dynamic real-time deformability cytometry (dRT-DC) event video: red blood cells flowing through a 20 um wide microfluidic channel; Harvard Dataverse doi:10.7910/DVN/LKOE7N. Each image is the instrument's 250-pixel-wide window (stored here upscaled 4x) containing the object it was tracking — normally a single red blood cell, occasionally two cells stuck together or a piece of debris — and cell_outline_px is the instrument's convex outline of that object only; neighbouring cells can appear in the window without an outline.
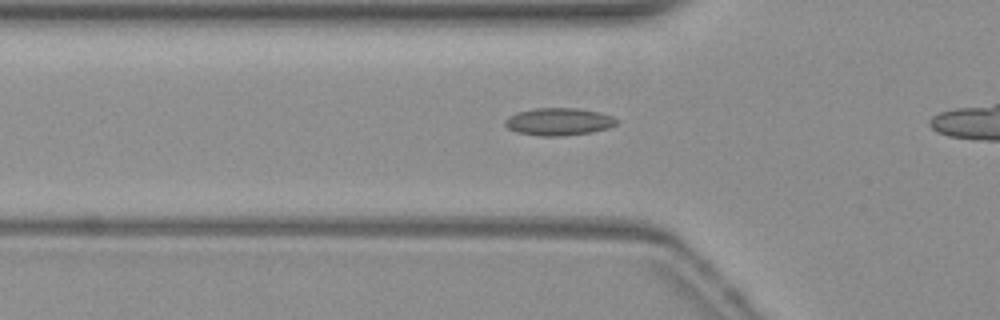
{"species": "common noctule bat (a hibernating species)", "species_latin": "Nyctalus noctula", "temperature_condition": "warm", "stored_images_in_passage": 26, "camera_frame_rate_fps": 3000, "um_per_image_px": 0.085, "animal": {"sex": "female", "body_mass_g": 19.3, "forearm_length_mm": 54.1}, "frame": {"image": 1, "passage_image": 11, "time_ms": 3.333, "image_size_px": [1000, 320], "cell_outline_px": [[616, 124], [608, 128], [592, 132], [560, 136], [540, 136], [516, 132], [508, 128], [504, 124], [504, 120], [520, 112], [532, 108], [576, 108], [596, 112], [612, 116], [616, 120]], "centroid_in_image_um": [47.47, 10.35], "position_along_channel_um": 78.3, "area_um2": 17.57}}
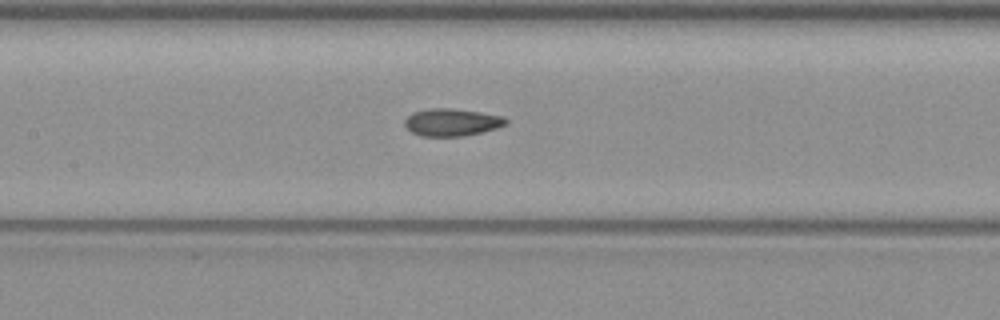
{"frame": {"image": 2, "passage_image": 18, "time_ms": 5.667, "image_size_px": [1000, 320], "cell_outline_px": [[508, 120], [504, 124], [496, 128], [464, 136], [420, 136], [412, 132], [404, 124], [404, 120], [412, 112], [432, 108], [452, 108], [480, 112], [504, 116]], "centroid_in_image_um": [38.38, 10.38], "position_along_channel_um": 169.0, "area_um2": 16.07}}
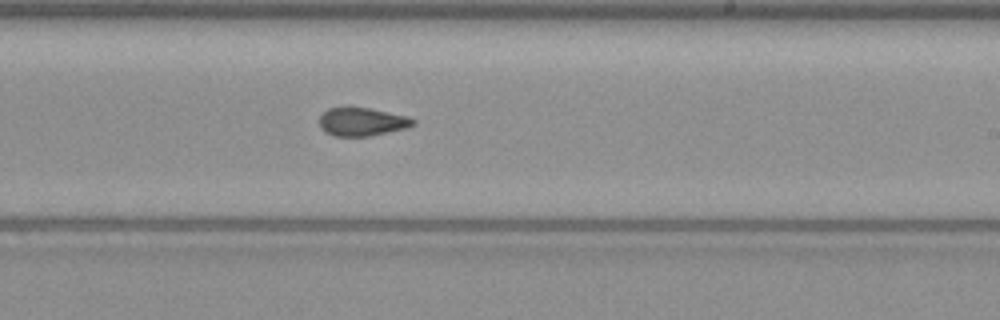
{"frame": {"image": 3, "passage_image": 25, "time_ms": 8.0, "image_size_px": [1000, 320], "cell_outline_px": [[416, 124], [404, 128], [372, 136], [332, 136], [320, 128], [320, 116], [328, 108], [368, 108], [408, 116], [416, 120]], "centroid_in_image_um": [30.78, 10.36], "position_along_channel_um": 258.2, "area_um2": 15.32}}